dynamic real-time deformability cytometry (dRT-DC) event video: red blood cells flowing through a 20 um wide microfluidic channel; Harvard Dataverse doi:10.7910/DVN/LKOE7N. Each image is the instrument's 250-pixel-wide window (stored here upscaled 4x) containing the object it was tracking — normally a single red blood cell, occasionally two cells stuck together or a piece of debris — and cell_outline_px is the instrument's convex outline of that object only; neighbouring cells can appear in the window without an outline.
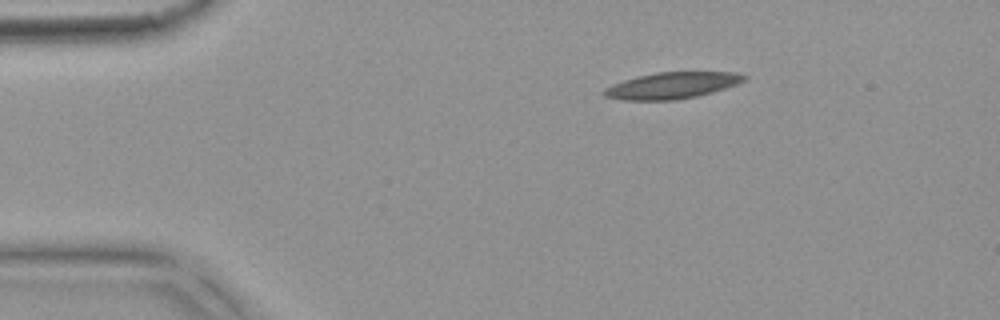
{"species": "common noctule bat (a hibernating species)", "species_latin": "Nyctalus noctula", "temperature_condition": "warm", "stored_images_in_passage": 4, "camera_frame_rate_fps": 3000, "um_per_image_px": 0.085, "animal": {"sex": "female", "body_mass_g": 18.4}, "frame": {"image": 1, "passage_image": 1, "time_ms": 0.0, "image_size_px": [1000, 320], "cell_outline_px": [[748, 76], [744, 80], [736, 84], [712, 92], [696, 96], [676, 100], [624, 100], [604, 96], [600, 92], [604, 88], [612, 84], [636, 76], [656, 72], [736, 72]], "centroid_in_image_um": [57.07, 7.26], "position_along_channel_um": 27.9, "area_um2": 21.56}}